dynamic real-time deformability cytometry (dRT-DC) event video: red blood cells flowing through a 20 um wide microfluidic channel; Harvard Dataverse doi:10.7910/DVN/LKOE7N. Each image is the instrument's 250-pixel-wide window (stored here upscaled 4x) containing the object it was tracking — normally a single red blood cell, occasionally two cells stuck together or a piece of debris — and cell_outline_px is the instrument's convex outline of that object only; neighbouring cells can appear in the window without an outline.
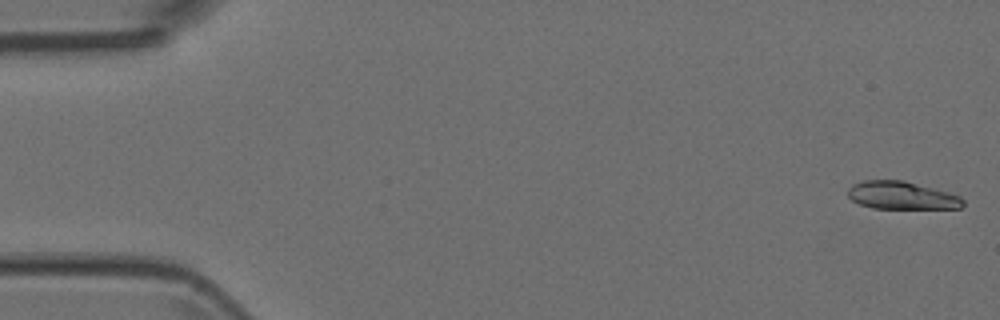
{"species": "Egyptian fruit bat (a non-hibernating species)", "species_latin": "Rousettus aegyptiacus", "temperature_condition": "room temperature", "stored_images_in_passage": 51, "camera_frame_rate_fps": 3000, "um_per_image_px": 0.085, "animal": {"sex": "female"}, "frame": {"image": 1, "passage_image": 1, "time_ms": 0.0, "image_size_px": [1000, 320], "cell_outline_px": [[964, 204], [960, 208], [872, 208], [860, 204], [852, 200], [848, 196], [848, 188], [852, 184], [864, 180], [904, 180], [948, 192], [960, 196], [964, 200]], "centroid_in_image_um": [76.63, 16.6], "position_along_channel_um": 8.4, "area_um2": 18.61}}
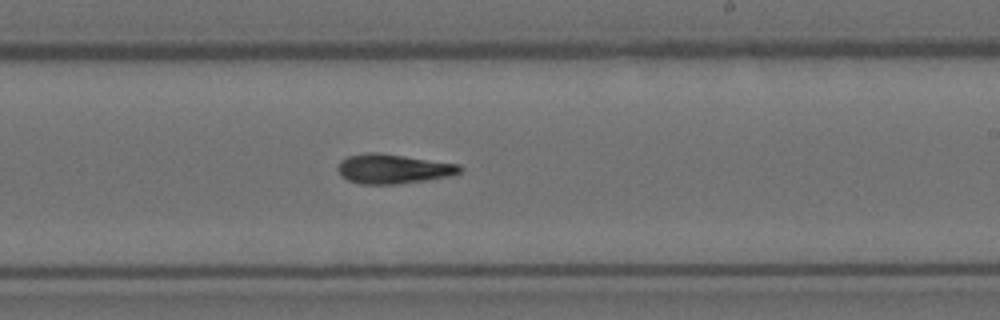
{"frame": {"image": 2, "passage_image": 30, "time_ms": 9.667, "image_size_px": [1000, 320], "cell_outline_px": [[464, 168], [460, 172], [452, 176], [428, 180], [396, 184], [360, 184], [348, 180], [340, 176], [336, 168], [340, 160], [348, 156], [368, 152], [376, 152], [460, 164]], "centroid_in_image_um": [33.41, 14.36], "position_along_channel_um": 255.6, "area_um2": 21.21}}
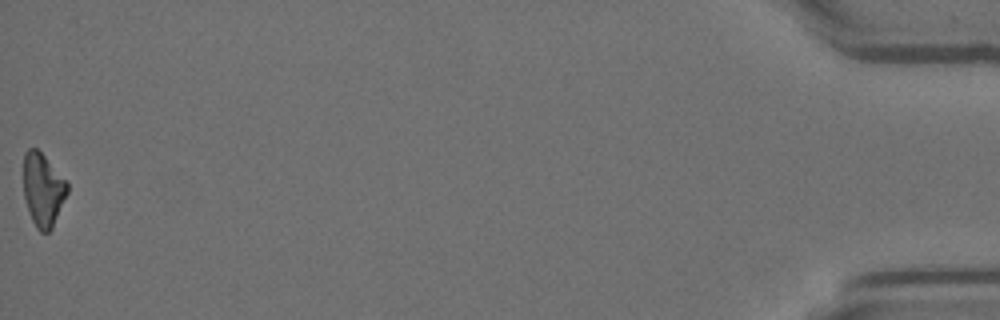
{"frame": {"image": 3, "passage_image": 51, "time_ms": 16.667, "image_size_px": [1000, 320], "cell_outline_px": [[68, 192], [52, 228], [48, 232], [40, 232], [36, 228], [32, 220], [24, 196], [24, 152], [28, 148], [36, 148], [68, 180]], "centroid_in_image_um": [3.67, 16.11], "position_along_channel_um": 431.5, "area_um2": 18.67}}